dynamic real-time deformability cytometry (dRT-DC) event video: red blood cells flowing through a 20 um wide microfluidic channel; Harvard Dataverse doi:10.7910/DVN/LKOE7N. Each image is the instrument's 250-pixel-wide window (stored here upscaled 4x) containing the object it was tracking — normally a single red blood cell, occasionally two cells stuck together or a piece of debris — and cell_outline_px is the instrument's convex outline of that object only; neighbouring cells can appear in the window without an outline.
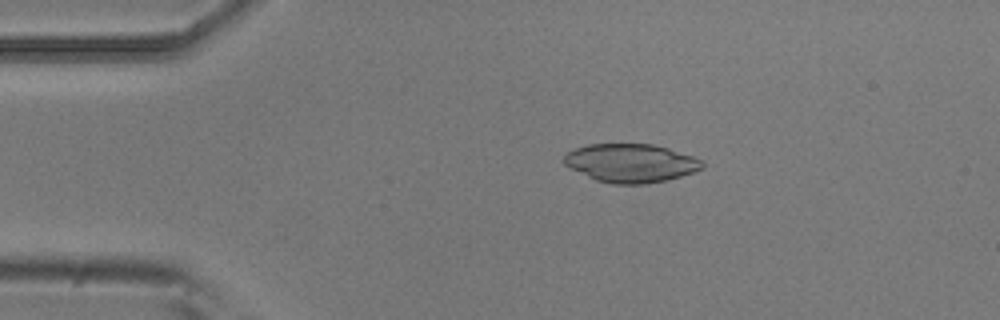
{"species": "common noctule bat (a hibernating species)", "species_latin": "Nyctalus noctula", "temperature_condition": "room temperature", "stored_images_in_passage": 4, "camera_frame_rate_fps": 3000, "um_per_image_px": 0.085, "animal": {"sex": "male", "body_mass_g": 20.5, "forearm_length_mm": 52.5}, "frame": {"image": 1, "passage_image": 3, "time_ms": 0.667, "image_size_px": [1000, 320], "cell_outline_px": [[704, 168], [680, 176], [664, 180], [644, 184], [612, 184], [596, 180], [564, 164], [564, 156], [568, 152], [576, 148], [588, 144], [652, 144], [668, 148], [704, 160]], "centroid_in_image_um": [53.64, 13.85], "position_along_channel_um": 31.4, "area_um2": 30.75}}